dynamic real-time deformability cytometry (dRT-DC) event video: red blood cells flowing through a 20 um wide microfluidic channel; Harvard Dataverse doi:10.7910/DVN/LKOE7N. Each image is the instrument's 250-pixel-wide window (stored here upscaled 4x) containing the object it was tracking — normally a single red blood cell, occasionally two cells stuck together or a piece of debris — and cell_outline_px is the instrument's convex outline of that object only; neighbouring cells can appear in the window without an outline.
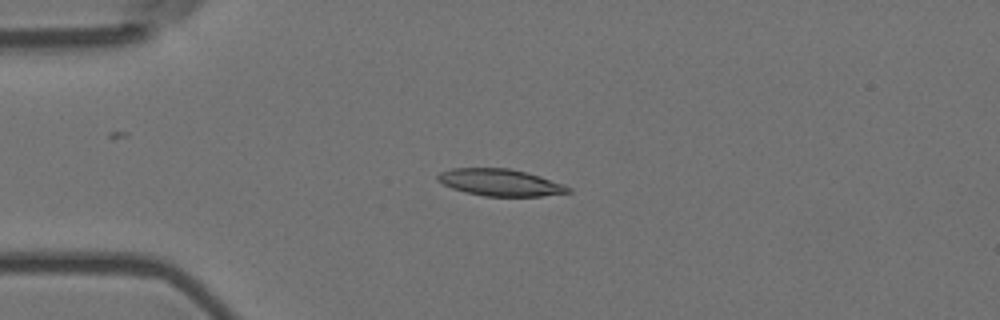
{"species": "Egyptian fruit bat (a non-hibernating species)", "species_latin": "Rousettus aegyptiacus", "temperature_condition": "room temperature", "stored_images_in_passage": 2, "camera_frame_rate_fps": 3000, "um_per_image_px": 0.085, "animal": {"sex": "female"}, "frame": {"image": 1, "passage_image": 2, "time_ms": 0.333, "image_size_px": [1000, 320], "cell_outline_px": [[572, 192], [540, 196], [484, 196], [452, 188], [436, 180], [436, 176], [440, 172], [452, 168], [508, 168], [540, 176], [564, 184], [572, 188]], "centroid_in_image_um": [42.53, 15.51], "position_along_channel_um": 42.5, "area_um2": 20.35}}